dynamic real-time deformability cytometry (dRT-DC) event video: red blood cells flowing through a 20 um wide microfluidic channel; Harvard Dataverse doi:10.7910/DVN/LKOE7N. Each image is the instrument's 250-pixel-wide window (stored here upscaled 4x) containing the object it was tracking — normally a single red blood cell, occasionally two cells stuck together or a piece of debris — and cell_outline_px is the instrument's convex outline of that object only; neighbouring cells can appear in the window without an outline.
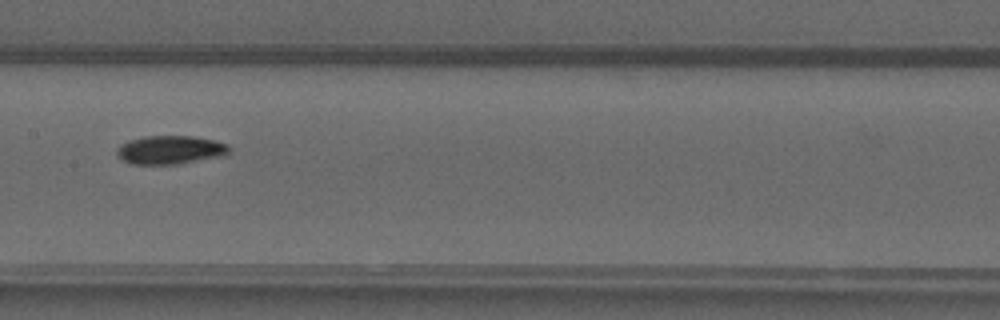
{"species": "common noctule bat (a hibernating species)", "species_latin": "Nyctalus noctula", "temperature_condition": "warm", "stored_images_in_passage": 34, "camera_frame_rate_fps": 3000, "um_per_image_px": 0.085, "animal": {"sex": "male", "forearm_length_mm": 52.5}, "frame": {"image": 1, "passage_image": 16, "time_ms": 5.0, "image_size_px": [1000, 320], "cell_outline_px": [[232, 148], [224, 156], [180, 164], [132, 164], [116, 156], [116, 152], [120, 144], [128, 140], [144, 136], [196, 136], [216, 140], [228, 144]], "centroid_in_image_um": [14.51, 12.73], "position_along_channel_um": 192.9, "area_um2": 19.02}}
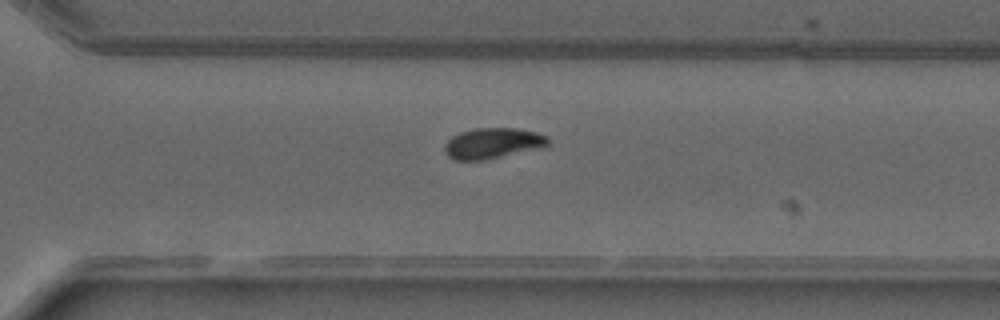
{"frame": {"image": 2, "passage_image": 26, "time_ms": 8.333, "image_size_px": [1000, 320], "cell_outline_px": [[548, 144], [540, 148], [484, 160], [456, 160], [448, 156], [444, 152], [444, 144], [452, 136], [460, 132], [472, 128], [516, 128], [536, 132], [548, 136]], "centroid_in_image_um": [41.85, 12.17], "position_along_channel_um": 328.7, "area_um2": 18.5}}
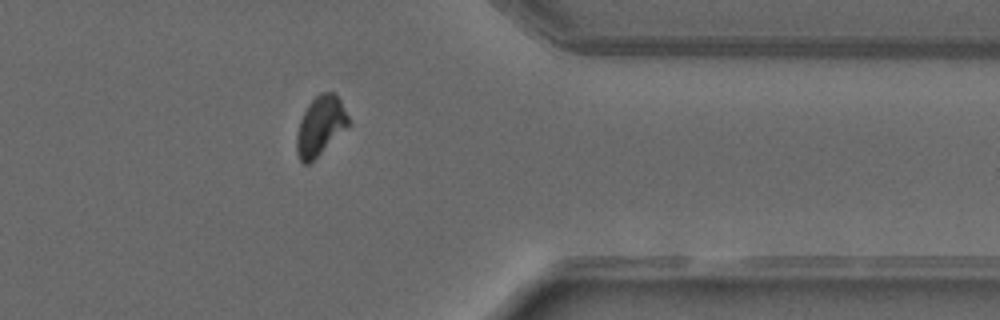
{"frame": {"image": 3, "passage_image": 31, "time_ms": 10.0, "image_size_px": [1000, 320], "cell_outline_px": [[348, 124], [308, 164], [304, 164], [300, 160], [296, 152], [296, 136], [300, 120], [308, 104], [320, 92], [332, 92], [340, 100], [348, 116]], "centroid_in_image_um": [27.18, 10.67], "position_along_channel_um": 384.2, "area_um2": 17.11}, "authors_computed_cell_mechanics": {"area_um2": 18.3226, "velocity_mm_per_s": 4.0824, "shape_relaxation_time_tau1_ms": 5.8744, "shape_relaxation_time_tau2_ms": 5.7571, "deformation_change_tau1": 0.1487, "deformation_change_tau2": 0.0799}}